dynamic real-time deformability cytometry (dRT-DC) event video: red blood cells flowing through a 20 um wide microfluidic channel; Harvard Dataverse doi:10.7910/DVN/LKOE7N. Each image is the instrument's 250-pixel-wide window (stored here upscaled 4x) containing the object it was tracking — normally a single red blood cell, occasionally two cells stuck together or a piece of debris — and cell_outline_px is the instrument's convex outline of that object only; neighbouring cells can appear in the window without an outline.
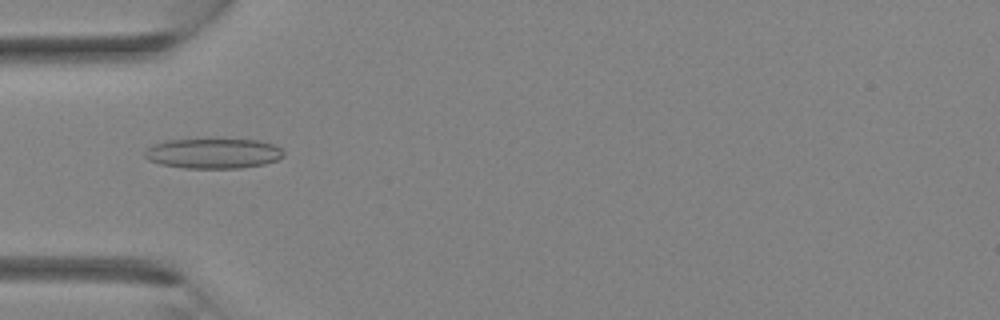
{"species": "Egyptian fruit bat (a non-hibernating species)", "species_latin": "Rousettus aegyptiacus", "temperature_condition": "room temperature", "stored_images_in_passage": 27, "camera_frame_rate_fps": 3000, "um_per_image_px": 0.085, "animal": {"sex": "female"}, "frame": {"image": 1, "passage_image": 4, "time_ms": 1.0, "image_size_px": [1000, 320], "cell_outline_px": [[284, 156], [276, 160], [264, 164], [240, 168], [184, 168], [160, 164], [148, 160], [144, 156], [144, 152], [148, 148], [164, 140], [256, 140], [272, 144], [280, 148], [284, 152]], "centroid_in_image_um": [18.12, 13.05], "position_along_channel_um": 66.9, "area_um2": 24.1}}
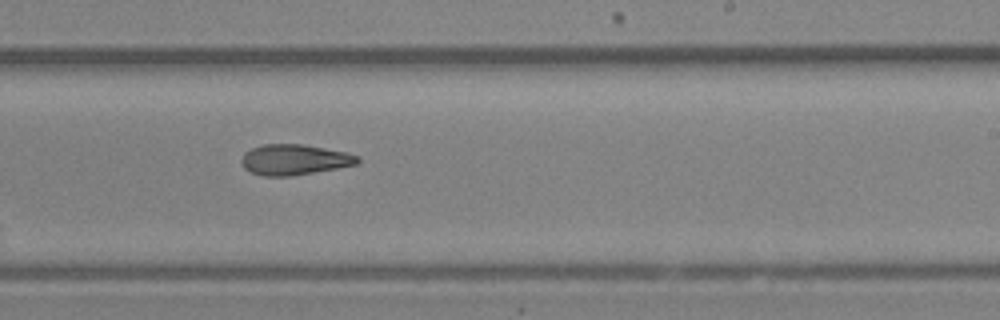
{"frame": {"image": 2, "passage_image": 14, "time_ms": 4.333, "image_size_px": [1000, 320], "cell_outline_px": [[360, 160], [356, 164], [336, 168], [292, 176], [264, 176], [248, 172], [244, 168], [240, 160], [244, 152], [252, 148], [264, 144], [304, 144], [344, 152], [360, 156]], "centroid_in_image_um": [24.97, 13.57], "position_along_channel_um": 264.0, "area_um2": 20.69}}
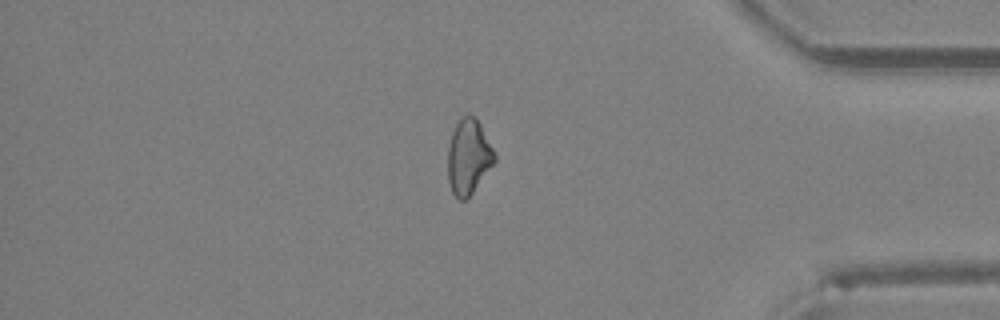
{"frame": {"image": 3, "passage_image": 22, "time_ms": 7.0, "image_size_px": [1000, 320], "cell_outline_px": [[496, 160], [472, 192], [464, 200], [460, 200], [452, 192], [448, 180], [448, 148], [452, 132], [456, 124], [468, 112], [480, 124], [496, 156]], "centroid_in_image_um": [39.81, 13.32], "position_along_channel_um": 395.4, "area_um2": 19.94}}